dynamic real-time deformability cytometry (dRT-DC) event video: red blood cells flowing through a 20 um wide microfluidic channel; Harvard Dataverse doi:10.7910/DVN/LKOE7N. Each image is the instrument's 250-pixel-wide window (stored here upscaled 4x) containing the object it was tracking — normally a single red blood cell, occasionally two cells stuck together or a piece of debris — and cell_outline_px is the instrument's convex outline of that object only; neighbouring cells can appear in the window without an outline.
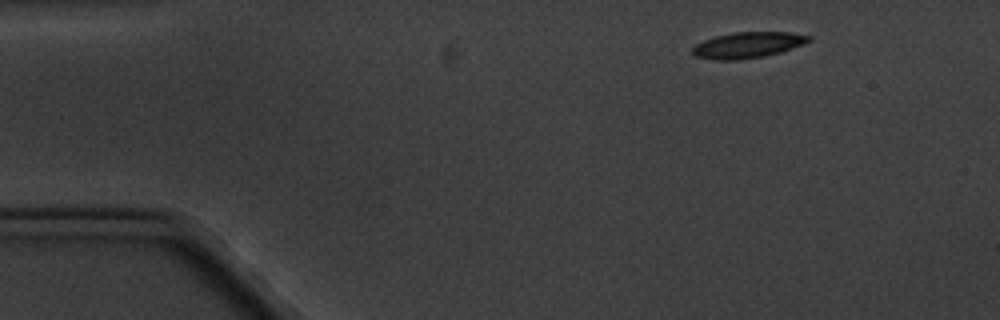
{"species": "common noctule bat (a hibernating species)", "species_latin": "Nyctalus noctula", "temperature_condition": "cold", "stored_images_in_passage": 6, "camera_frame_rate_fps": 3000, "um_per_image_px": 0.085, "animal": {"sex": "male", "body_mass_g": 20.1, "forearm_length_mm": 53.5}, "frame": {"image": 1, "passage_image": 1, "time_ms": 0.0, "image_size_px": [1000, 320], "cell_outline_px": [[812, 40], [792, 48], [780, 52], [764, 56], [736, 60], [716, 60], [696, 56], [692, 52], [692, 48], [696, 44], [704, 40], [716, 36], [732, 32], [792, 32], [812, 36]], "centroid_in_image_um": [63.58, 3.82], "position_along_channel_um": 21.4, "area_um2": 17.51}}
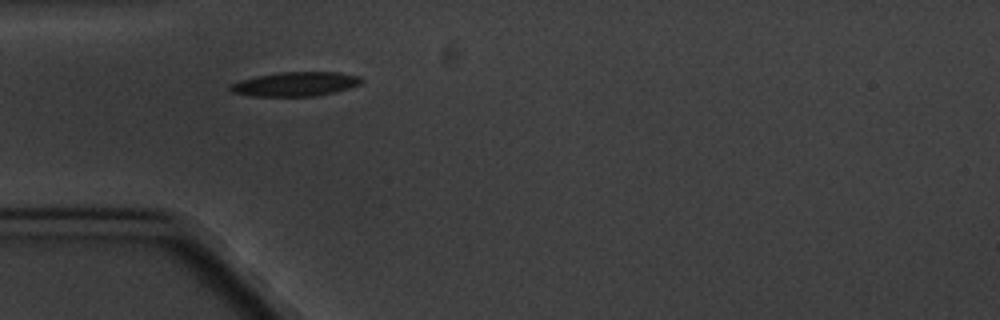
{"frame": {"image": 2, "passage_image": 4, "time_ms": 3.333, "image_size_px": [1000, 320], "cell_outline_px": [[364, 80], [360, 84], [336, 92], [316, 96], [252, 96], [232, 92], [228, 88], [232, 84], [240, 80], [256, 76], [280, 72], [340, 72], [360, 76]], "centroid_in_image_um": [25.14, 7.14], "position_along_channel_um": 59.9, "area_um2": 18.55}}